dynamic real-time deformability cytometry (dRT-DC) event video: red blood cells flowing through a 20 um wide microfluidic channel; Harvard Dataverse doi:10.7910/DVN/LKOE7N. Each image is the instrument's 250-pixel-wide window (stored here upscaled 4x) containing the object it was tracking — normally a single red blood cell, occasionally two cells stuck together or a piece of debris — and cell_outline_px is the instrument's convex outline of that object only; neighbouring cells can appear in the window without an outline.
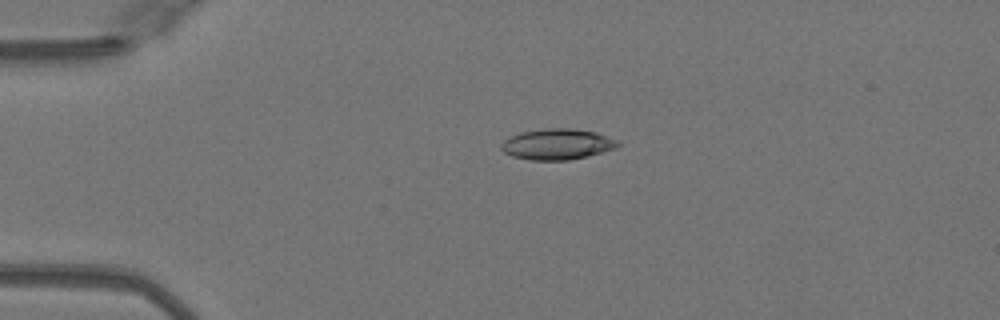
{"species": "Egyptian fruit bat (a non-hibernating species)", "species_latin": "Rousettus aegyptiacus", "temperature_condition": "warm", "stored_images_in_passage": 32, "camera_frame_rate_fps": 3000, "um_per_image_px": 0.085, "animal": {"sex": "female"}, "frame": {"image": 1, "passage_image": 12, "time_ms": 3.667, "image_size_px": [1000, 320], "cell_outline_px": [[620, 144], [616, 148], [568, 160], [528, 160], [512, 156], [504, 152], [500, 148], [500, 144], [508, 136], [520, 132], [544, 128], [572, 128], [596, 132], [620, 140]], "centroid_in_image_um": [47.33, 12.24], "position_along_channel_um": 37.7, "area_um2": 21.1}}
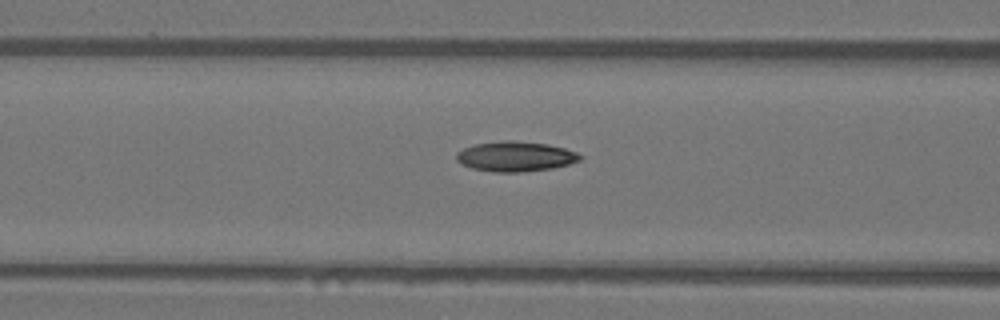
{"frame": {"image": 2, "passage_image": 21, "time_ms": 6.667, "image_size_px": [1000, 320], "cell_outline_px": [[584, 156], [580, 160], [568, 164], [552, 168], [520, 172], [492, 172], [472, 168], [456, 160], [456, 152], [464, 148], [476, 144], [504, 140], [512, 140], [548, 144], [564, 148], [576, 152]], "centroid_in_image_um": [43.82, 13.29], "position_along_channel_um": 122.8, "area_um2": 21.56}}
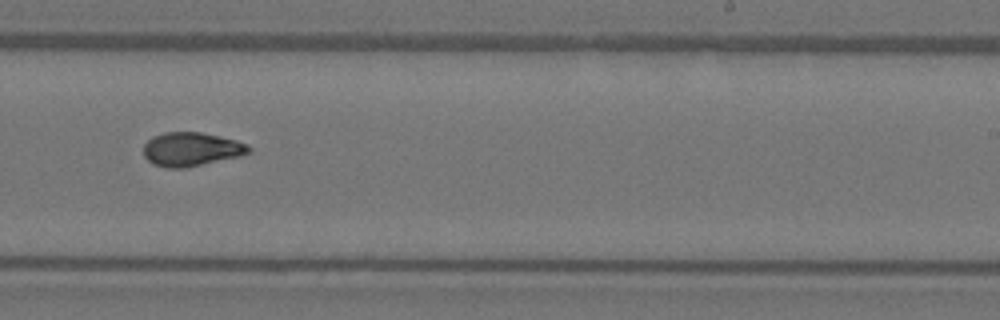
{"frame": {"image": 3, "passage_image": 32, "time_ms": 10.333, "image_size_px": [1000, 320], "cell_outline_px": [[252, 152], [240, 156], [184, 168], [164, 168], [152, 164], [144, 156], [144, 144], [152, 136], [164, 132], [200, 132], [220, 136], [236, 140], [248, 144], [252, 148]], "centroid_in_image_um": [16.26, 12.68], "position_along_channel_um": 272.7, "area_um2": 20.92}}